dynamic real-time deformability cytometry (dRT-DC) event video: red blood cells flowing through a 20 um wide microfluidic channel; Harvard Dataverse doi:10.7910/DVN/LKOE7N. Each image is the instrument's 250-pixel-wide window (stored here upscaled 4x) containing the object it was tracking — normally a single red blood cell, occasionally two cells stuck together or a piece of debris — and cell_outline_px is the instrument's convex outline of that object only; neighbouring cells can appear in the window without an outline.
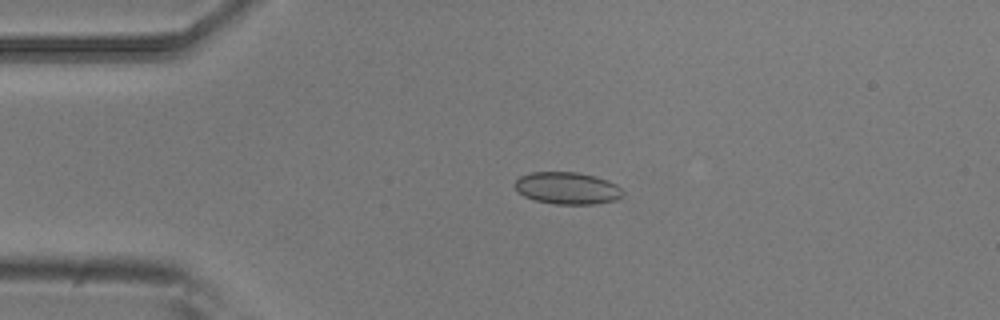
{"species": "common noctule bat (a hibernating species)", "species_latin": "Nyctalus noctula", "temperature_condition": "room temperature", "stored_images_in_passage": 4, "camera_frame_rate_fps": 3000, "um_per_image_px": 0.085, "animal": {"sex": "male", "body_mass_g": 20.5, "forearm_length_mm": 52.5}, "frame": {"image": 1, "passage_image": 3, "time_ms": 0.667, "image_size_px": [1000, 320], "cell_outline_px": [[624, 192], [616, 200], [592, 204], [556, 204], [532, 200], [524, 196], [512, 184], [520, 176], [532, 172], [576, 172], [596, 176], [608, 180], [616, 184]], "centroid_in_image_um": [48.2, 15.99], "position_along_channel_um": 36.8, "area_um2": 20.23}}